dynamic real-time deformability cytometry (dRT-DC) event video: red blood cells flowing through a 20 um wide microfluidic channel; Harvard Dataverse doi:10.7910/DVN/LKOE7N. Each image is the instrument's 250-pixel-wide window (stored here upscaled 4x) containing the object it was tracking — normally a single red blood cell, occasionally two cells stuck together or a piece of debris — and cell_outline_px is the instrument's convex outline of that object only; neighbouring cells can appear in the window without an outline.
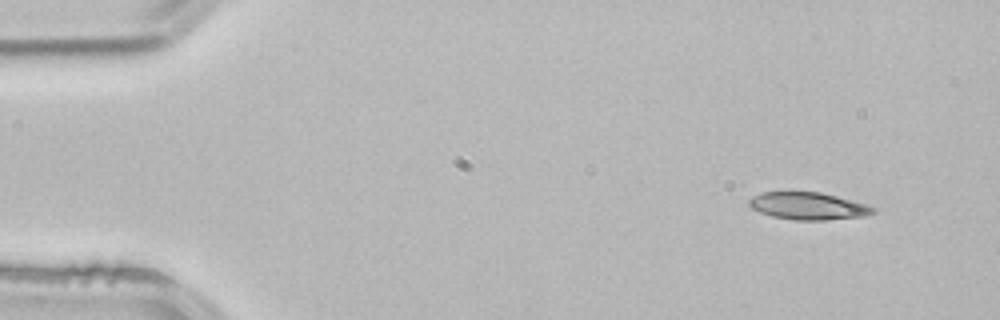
{"species": "common noctule bat (a hibernating species)", "species_latin": "Nyctalus noctula", "temperature_condition": "room temperature", "stored_images_in_passage": 2, "camera_frame_rate_fps": 3000, "um_per_image_px": 0.085, "animal": {"sex": "male", "body_mass_g": 21.5, "forearm_length_mm": 52.0}, "frame": {"image": 1, "passage_image": 1, "time_ms": 0.0, "image_size_px": [1000, 320], "cell_outline_px": [[876, 212], [868, 216], [824, 220], [796, 220], [772, 216], [760, 212], [752, 208], [748, 204], [748, 200], [752, 196], [760, 192], [820, 192], [836, 196], [864, 204], [876, 208]], "centroid_in_image_um": [68.69, 17.51], "position_along_channel_um": 16.3, "area_um2": 19.71}}